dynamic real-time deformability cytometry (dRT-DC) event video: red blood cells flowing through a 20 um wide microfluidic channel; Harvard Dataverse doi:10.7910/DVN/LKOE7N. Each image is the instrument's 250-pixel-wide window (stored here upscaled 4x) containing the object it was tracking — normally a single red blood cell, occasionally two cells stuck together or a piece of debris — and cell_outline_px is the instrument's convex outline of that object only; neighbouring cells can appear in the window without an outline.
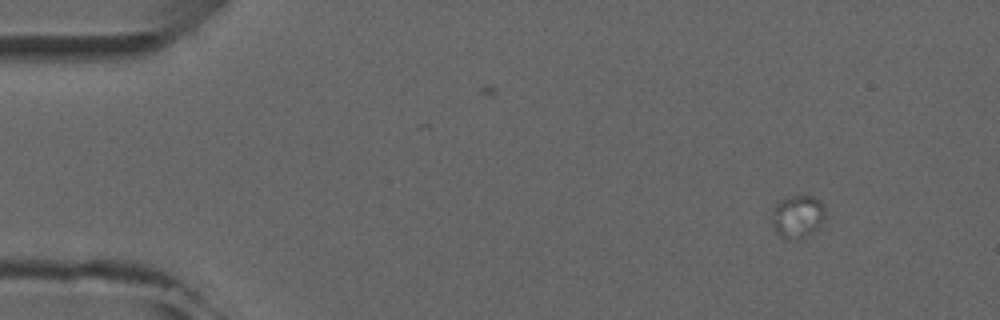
{"species": "common noctule bat (a hibernating species)", "species_latin": "Nyctalus noctula", "temperature_condition": "room temperature", "stored_images_in_passage": 2, "camera_frame_rate_fps": 3000, "um_per_image_px": 0.085, "animal": {"sex": "male", "forearm_length_mm": 52.5}, "frame": {"image": 1, "passage_image": 1, "time_ms": 0.0, "image_size_px": [1000, 320], "cell_outline_px": [[824, 216], [820, 224], [816, 228], [804, 236], [796, 240], [788, 240], [780, 236], [776, 232], [772, 224], [772, 220], [776, 204], [780, 200], [788, 196], [812, 196], [820, 200], [824, 204]], "centroid_in_image_um": [67.78, 18.39], "position_along_channel_um": 17.2, "area_um2": 13.06}}